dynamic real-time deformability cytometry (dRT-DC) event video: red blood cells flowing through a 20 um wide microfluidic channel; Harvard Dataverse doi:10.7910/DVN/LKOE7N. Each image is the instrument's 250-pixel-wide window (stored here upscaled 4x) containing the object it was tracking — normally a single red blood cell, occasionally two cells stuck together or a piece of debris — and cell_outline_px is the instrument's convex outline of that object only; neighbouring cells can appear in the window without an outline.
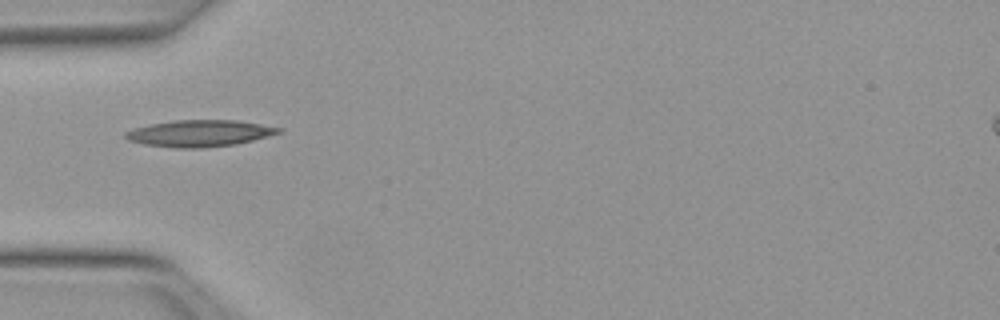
{"species": "Egyptian fruit bat (a non-hibernating species)", "species_latin": "Rousettus aegyptiacus", "temperature_condition": "warm", "stored_images_in_passage": 30, "camera_frame_rate_fps": 3000, "um_per_image_px": 0.085, "animal": {"sex": "female"}, "frame": {"image": 1, "passage_image": 1, "time_ms": 0.0, "image_size_px": [1000, 320], "cell_outline_px": [[284, 132], [236, 144], [200, 148], [176, 148], [144, 144], [128, 140], [124, 136], [124, 132], [148, 124], [172, 120], [240, 120], [284, 128]], "centroid_in_image_um": [16.99, 11.32], "position_along_channel_um": 68.0, "area_um2": 23.93}}
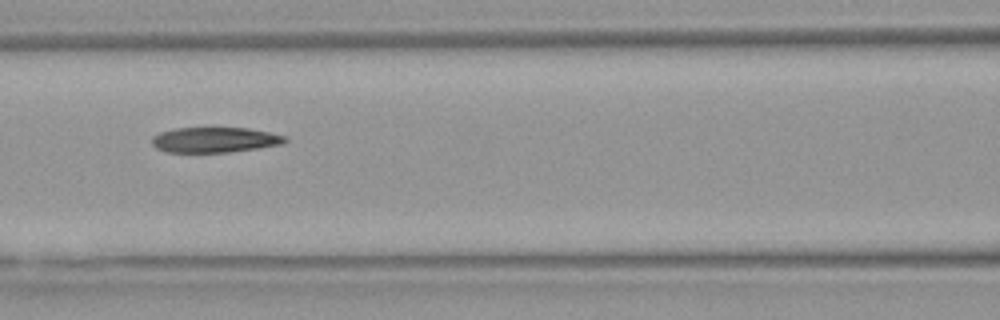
{"frame": {"image": 2, "passage_image": 7, "time_ms": 2.0, "image_size_px": [1000, 320], "cell_outline_px": [[288, 140], [284, 144], [260, 148], [228, 152], [164, 152], [156, 148], [152, 144], [152, 136], [160, 132], [176, 128], [248, 128], [288, 136]], "centroid_in_image_um": [18.28, 11.89], "position_along_channel_um": 148.3, "area_um2": 19.77}}
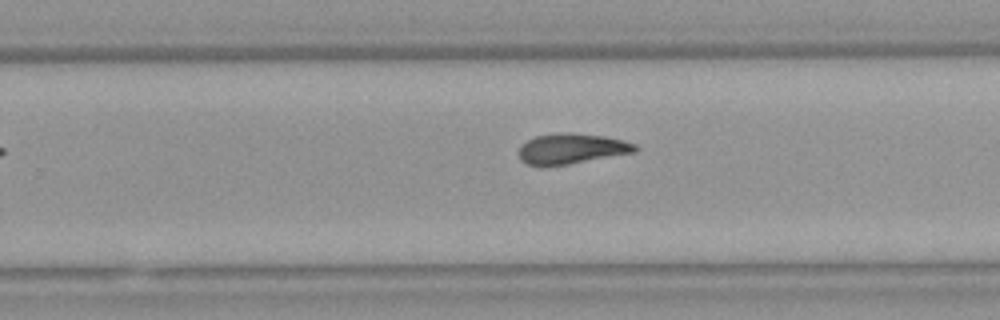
{"frame": {"image": 3, "passage_image": 17, "time_ms": 5.333, "image_size_px": [1000, 320], "cell_outline_px": [[640, 148], [636, 152], [568, 164], [528, 164], [520, 160], [520, 144], [536, 136], [556, 132], [572, 132], [604, 136], [624, 140], [636, 144]], "centroid_in_image_um": [48.64, 12.6], "position_along_channel_um": 281.2, "area_um2": 20.46}, "authors_computed_cell_mechanics": {"area_um2": 21.0103, "velocity_mm_per_s": 4.0014, "shape_relaxation_time_tau1_ms": 7.7973, "shape_relaxation_time_tau2_ms": 3.5148, "deformation_change_tau1": 0.2387, "deformation_change_tau2": 0.1157}}